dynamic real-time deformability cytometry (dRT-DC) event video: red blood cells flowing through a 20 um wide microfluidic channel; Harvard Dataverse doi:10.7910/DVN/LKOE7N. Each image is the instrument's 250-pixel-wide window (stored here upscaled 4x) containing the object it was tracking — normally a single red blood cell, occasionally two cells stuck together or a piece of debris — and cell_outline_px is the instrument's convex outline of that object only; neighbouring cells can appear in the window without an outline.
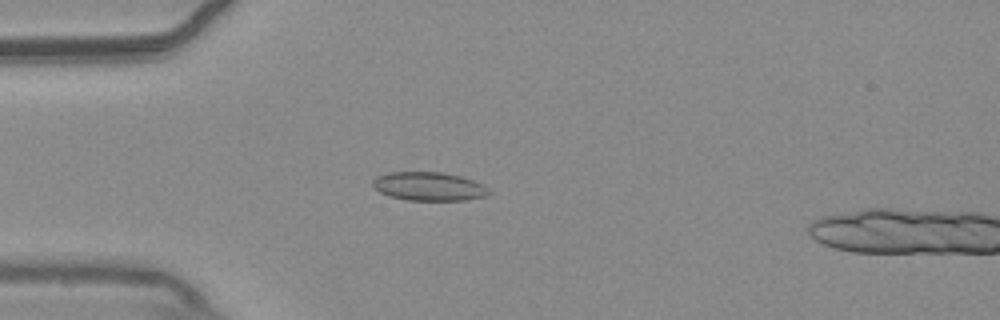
{"species": "common noctule bat (a hibernating species)", "species_latin": "Nyctalus noctula", "temperature_condition": "warm", "stored_images_in_passage": 54, "camera_frame_rate_fps": 3000, "um_per_image_px": 0.085, "animal": {"sex": "male", "body_mass_g": 20.4}, "frame": {"image": 1, "passage_image": 15, "time_ms": 4.667, "image_size_px": [1000, 320], "cell_outline_px": [[492, 192], [488, 196], [468, 200], [408, 200], [388, 196], [380, 192], [372, 184], [372, 180], [376, 176], [388, 172], [440, 172], [460, 176], [484, 184]], "centroid_in_image_um": [36.48, 15.85], "position_along_channel_um": 48.5, "area_um2": 19.54}}
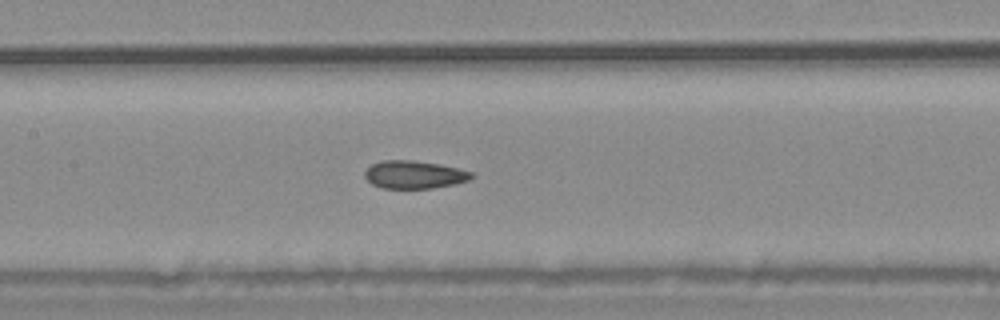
{"frame": {"image": 2, "passage_image": 26, "time_ms": 8.333, "image_size_px": [1000, 320], "cell_outline_px": [[476, 176], [468, 180], [456, 184], [432, 188], [380, 188], [372, 184], [364, 176], [364, 172], [372, 164], [384, 160], [412, 160], [436, 164], [456, 168], [472, 172]], "centroid_in_image_um": [35.21, 14.85], "position_along_channel_um": 172.2, "area_um2": 17.22}}
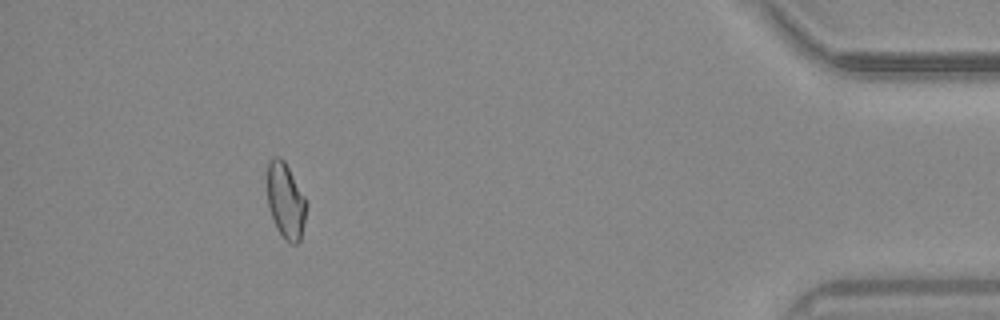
{"frame": {"image": 3, "passage_image": 50, "time_ms": 16.333, "image_size_px": [1000, 320], "cell_outline_px": [[304, 220], [300, 240], [296, 244], [288, 244], [284, 240], [276, 228], [268, 204], [268, 164], [276, 156], [280, 156], [284, 160], [304, 196]], "centroid_in_image_um": [24.26, 17.1], "position_along_channel_um": 410.9, "area_um2": 16.7}, "authors_computed_cell_mechanics": {"area_um2": 17.8602, "velocity_mm_per_s": 3.7154, "shape_relaxation_time_tau1_ms": null, "shape_relaxation_time_tau2_ms": 2.4514, "deformation_change_tau1": null, "deformation_change_tau2": 0.0675}}